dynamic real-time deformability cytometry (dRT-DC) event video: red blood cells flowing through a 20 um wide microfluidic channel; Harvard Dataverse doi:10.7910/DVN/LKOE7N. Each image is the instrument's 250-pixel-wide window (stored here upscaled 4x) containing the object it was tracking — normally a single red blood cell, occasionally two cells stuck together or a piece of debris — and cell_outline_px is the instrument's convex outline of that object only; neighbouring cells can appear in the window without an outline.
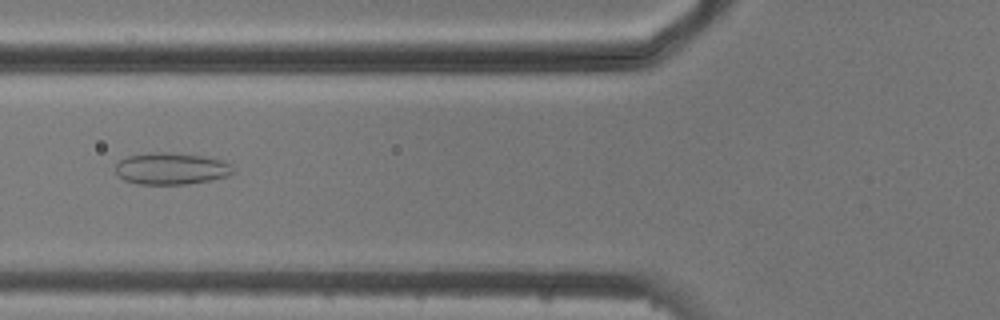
{"species": "common noctule bat (a hibernating species)", "species_latin": "Nyctalus noctula", "temperature_condition": "cold", "stored_images_in_passage": 5, "camera_frame_rate_fps": 3000, "um_per_image_px": 0.085, "animal": {"sex": "male", "body_mass_g": 20.5, "forearm_length_mm": 52.5}, "frame": {"image": 1, "passage_image": 5, "time_ms": 4.667, "image_size_px": [1000, 320], "cell_outline_px": [[236, 172], [228, 176], [212, 180], [188, 184], [136, 184], [124, 180], [116, 176], [116, 164], [120, 160], [128, 156], [152, 152], [168, 152], [204, 156], [224, 160], [232, 164]], "centroid_in_image_um": [14.59, 14.33], "position_along_channel_um": 111.2, "area_um2": 22.2}}